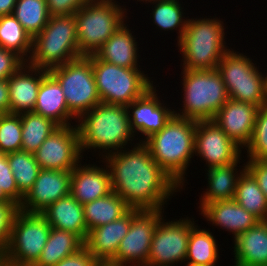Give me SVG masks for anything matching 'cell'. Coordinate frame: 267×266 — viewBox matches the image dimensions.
<instances>
[{
	"label": "cell",
	"instance_id": "cell-11",
	"mask_svg": "<svg viewBox=\"0 0 267 266\" xmlns=\"http://www.w3.org/2000/svg\"><path fill=\"white\" fill-rule=\"evenodd\" d=\"M48 72L59 82L68 110L77 120L101 103L91 55L81 56Z\"/></svg>",
	"mask_w": 267,
	"mask_h": 266
},
{
	"label": "cell",
	"instance_id": "cell-46",
	"mask_svg": "<svg viewBox=\"0 0 267 266\" xmlns=\"http://www.w3.org/2000/svg\"><path fill=\"white\" fill-rule=\"evenodd\" d=\"M15 4L16 0H0V16L11 15Z\"/></svg>",
	"mask_w": 267,
	"mask_h": 266
},
{
	"label": "cell",
	"instance_id": "cell-44",
	"mask_svg": "<svg viewBox=\"0 0 267 266\" xmlns=\"http://www.w3.org/2000/svg\"><path fill=\"white\" fill-rule=\"evenodd\" d=\"M245 166L257 180L259 188L267 199V161L248 160Z\"/></svg>",
	"mask_w": 267,
	"mask_h": 266
},
{
	"label": "cell",
	"instance_id": "cell-26",
	"mask_svg": "<svg viewBox=\"0 0 267 266\" xmlns=\"http://www.w3.org/2000/svg\"><path fill=\"white\" fill-rule=\"evenodd\" d=\"M33 112L50 118L59 126H70L76 118L69 112L59 82L48 73L41 81Z\"/></svg>",
	"mask_w": 267,
	"mask_h": 266
},
{
	"label": "cell",
	"instance_id": "cell-16",
	"mask_svg": "<svg viewBox=\"0 0 267 266\" xmlns=\"http://www.w3.org/2000/svg\"><path fill=\"white\" fill-rule=\"evenodd\" d=\"M156 91L154 83L142 96L126 106L132 132L135 136L139 133L143 135L144 139H139V143L163 129L175 115L174 109H170L164 101L161 103Z\"/></svg>",
	"mask_w": 267,
	"mask_h": 266
},
{
	"label": "cell",
	"instance_id": "cell-17",
	"mask_svg": "<svg viewBox=\"0 0 267 266\" xmlns=\"http://www.w3.org/2000/svg\"><path fill=\"white\" fill-rule=\"evenodd\" d=\"M71 171L41 169L19 209L41 213L49 205L70 194Z\"/></svg>",
	"mask_w": 267,
	"mask_h": 266
},
{
	"label": "cell",
	"instance_id": "cell-32",
	"mask_svg": "<svg viewBox=\"0 0 267 266\" xmlns=\"http://www.w3.org/2000/svg\"><path fill=\"white\" fill-rule=\"evenodd\" d=\"M22 126L21 150L34 154L46 138L59 125L47 117L35 112L20 114Z\"/></svg>",
	"mask_w": 267,
	"mask_h": 266
},
{
	"label": "cell",
	"instance_id": "cell-33",
	"mask_svg": "<svg viewBox=\"0 0 267 266\" xmlns=\"http://www.w3.org/2000/svg\"><path fill=\"white\" fill-rule=\"evenodd\" d=\"M152 5V21L156 28L164 31L176 30L178 31V40L181 39L185 32L188 17H184V6L182 7L179 0H155L147 2ZM154 8V9H153Z\"/></svg>",
	"mask_w": 267,
	"mask_h": 266
},
{
	"label": "cell",
	"instance_id": "cell-21",
	"mask_svg": "<svg viewBox=\"0 0 267 266\" xmlns=\"http://www.w3.org/2000/svg\"><path fill=\"white\" fill-rule=\"evenodd\" d=\"M139 210L131 208L119 219L90 230L84 242L85 247L98 261H111L116 255L121 240L130 229L133 216Z\"/></svg>",
	"mask_w": 267,
	"mask_h": 266
},
{
	"label": "cell",
	"instance_id": "cell-10",
	"mask_svg": "<svg viewBox=\"0 0 267 266\" xmlns=\"http://www.w3.org/2000/svg\"><path fill=\"white\" fill-rule=\"evenodd\" d=\"M51 228L41 213L19 209L13 219L7 248L0 260L12 266H33L42 253Z\"/></svg>",
	"mask_w": 267,
	"mask_h": 266
},
{
	"label": "cell",
	"instance_id": "cell-13",
	"mask_svg": "<svg viewBox=\"0 0 267 266\" xmlns=\"http://www.w3.org/2000/svg\"><path fill=\"white\" fill-rule=\"evenodd\" d=\"M164 209H141L132 218L111 262L118 266H147L152 236Z\"/></svg>",
	"mask_w": 267,
	"mask_h": 266
},
{
	"label": "cell",
	"instance_id": "cell-28",
	"mask_svg": "<svg viewBox=\"0 0 267 266\" xmlns=\"http://www.w3.org/2000/svg\"><path fill=\"white\" fill-rule=\"evenodd\" d=\"M84 246V241L73 232L51 228L42 253L33 266H54Z\"/></svg>",
	"mask_w": 267,
	"mask_h": 266
},
{
	"label": "cell",
	"instance_id": "cell-40",
	"mask_svg": "<svg viewBox=\"0 0 267 266\" xmlns=\"http://www.w3.org/2000/svg\"><path fill=\"white\" fill-rule=\"evenodd\" d=\"M18 210L19 206L15 203H0V259L7 248L13 219Z\"/></svg>",
	"mask_w": 267,
	"mask_h": 266
},
{
	"label": "cell",
	"instance_id": "cell-19",
	"mask_svg": "<svg viewBox=\"0 0 267 266\" xmlns=\"http://www.w3.org/2000/svg\"><path fill=\"white\" fill-rule=\"evenodd\" d=\"M49 72L25 62L14 74L7 78L9 89V109L11 114L32 112L42 79Z\"/></svg>",
	"mask_w": 267,
	"mask_h": 266
},
{
	"label": "cell",
	"instance_id": "cell-43",
	"mask_svg": "<svg viewBox=\"0 0 267 266\" xmlns=\"http://www.w3.org/2000/svg\"><path fill=\"white\" fill-rule=\"evenodd\" d=\"M97 262L95 256L84 246L77 253L63 258L54 266H95Z\"/></svg>",
	"mask_w": 267,
	"mask_h": 266
},
{
	"label": "cell",
	"instance_id": "cell-41",
	"mask_svg": "<svg viewBox=\"0 0 267 266\" xmlns=\"http://www.w3.org/2000/svg\"><path fill=\"white\" fill-rule=\"evenodd\" d=\"M25 62L16 52L0 47V80L14 74Z\"/></svg>",
	"mask_w": 267,
	"mask_h": 266
},
{
	"label": "cell",
	"instance_id": "cell-50",
	"mask_svg": "<svg viewBox=\"0 0 267 266\" xmlns=\"http://www.w3.org/2000/svg\"><path fill=\"white\" fill-rule=\"evenodd\" d=\"M137 1H140V2L143 1V2H145V4H147V2L155 1V0H145V1L144 0H137Z\"/></svg>",
	"mask_w": 267,
	"mask_h": 266
},
{
	"label": "cell",
	"instance_id": "cell-42",
	"mask_svg": "<svg viewBox=\"0 0 267 266\" xmlns=\"http://www.w3.org/2000/svg\"><path fill=\"white\" fill-rule=\"evenodd\" d=\"M91 0H46L50 16L74 15Z\"/></svg>",
	"mask_w": 267,
	"mask_h": 266
},
{
	"label": "cell",
	"instance_id": "cell-51",
	"mask_svg": "<svg viewBox=\"0 0 267 266\" xmlns=\"http://www.w3.org/2000/svg\"><path fill=\"white\" fill-rule=\"evenodd\" d=\"M235 265H232V266H246V265H240L238 263H234Z\"/></svg>",
	"mask_w": 267,
	"mask_h": 266
},
{
	"label": "cell",
	"instance_id": "cell-23",
	"mask_svg": "<svg viewBox=\"0 0 267 266\" xmlns=\"http://www.w3.org/2000/svg\"><path fill=\"white\" fill-rule=\"evenodd\" d=\"M240 160H242L241 156L231 164L205 168L207 170L205 174L206 178L208 177V186L205 189L207 191H204L200 198L198 207L200 211L212 202L234 199L238 178L246 169V166H244L246 164H243V168H239L238 171L240 165L237 164H240Z\"/></svg>",
	"mask_w": 267,
	"mask_h": 266
},
{
	"label": "cell",
	"instance_id": "cell-18",
	"mask_svg": "<svg viewBox=\"0 0 267 266\" xmlns=\"http://www.w3.org/2000/svg\"><path fill=\"white\" fill-rule=\"evenodd\" d=\"M258 108L252 103L228 99L213 121L235 144L244 149L252 138Z\"/></svg>",
	"mask_w": 267,
	"mask_h": 266
},
{
	"label": "cell",
	"instance_id": "cell-6",
	"mask_svg": "<svg viewBox=\"0 0 267 266\" xmlns=\"http://www.w3.org/2000/svg\"><path fill=\"white\" fill-rule=\"evenodd\" d=\"M79 57L74 15L51 16L33 38L31 55L26 62L49 71Z\"/></svg>",
	"mask_w": 267,
	"mask_h": 266
},
{
	"label": "cell",
	"instance_id": "cell-27",
	"mask_svg": "<svg viewBox=\"0 0 267 266\" xmlns=\"http://www.w3.org/2000/svg\"><path fill=\"white\" fill-rule=\"evenodd\" d=\"M234 262L246 266H267V221H260L233 239Z\"/></svg>",
	"mask_w": 267,
	"mask_h": 266
},
{
	"label": "cell",
	"instance_id": "cell-29",
	"mask_svg": "<svg viewBox=\"0 0 267 266\" xmlns=\"http://www.w3.org/2000/svg\"><path fill=\"white\" fill-rule=\"evenodd\" d=\"M87 231L115 221L124 216L131 207L114 191L105 197L83 205Z\"/></svg>",
	"mask_w": 267,
	"mask_h": 266
},
{
	"label": "cell",
	"instance_id": "cell-20",
	"mask_svg": "<svg viewBox=\"0 0 267 266\" xmlns=\"http://www.w3.org/2000/svg\"><path fill=\"white\" fill-rule=\"evenodd\" d=\"M81 163L71 171L70 182V194L80 204L84 205L113 192L110 172L106 164L102 167L86 162Z\"/></svg>",
	"mask_w": 267,
	"mask_h": 266
},
{
	"label": "cell",
	"instance_id": "cell-2",
	"mask_svg": "<svg viewBox=\"0 0 267 266\" xmlns=\"http://www.w3.org/2000/svg\"><path fill=\"white\" fill-rule=\"evenodd\" d=\"M75 122L82 155L85 150L99 149L103 155L99 157L104 158L126 148L135 138L126 106L101 102Z\"/></svg>",
	"mask_w": 267,
	"mask_h": 266
},
{
	"label": "cell",
	"instance_id": "cell-38",
	"mask_svg": "<svg viewBox=\"0 0 267 266\" xmlns=\"http://www.w3.org/2000/svg\"><path fill=\"white\" fill-rule=\"evenodd\" d=\"M21 116L17 114H0V152L11 153L21 150L22 145Z\"/></svg>",
	"mask_w": 267,
	"mask_h": 266
},
{
	"label": "cell",
	"instance_id": "cell-1",
	"mask_svg": "<svg viewBox=\"0 0 267 266\" xmlns=\"http://www.w3.org/2000/svg\"><path fill=\"white\" fill-rule=\"evenodd\" d=\"M129 147L132 150L124 148L101 160L109 169L113 191L131 208L163 209L182 188L158 165L143 143L136 141Z\"/></svg>",
	"mask_w": 267,
	"mask_h": 266
},
{
	"label": "cell",
	"instance_id": "cell-7",
	"mask_svg": "<svg viewBox=\"0 0 267 266\" xmlns=\"http://www.w3.org/2000/svg\"><path fill=\"white\" fill-rule=\"evenodd\" d=\"M117 3V0H91L74 14L81 56L95 54L127 21L126 7Z\"/></svg>",
	"mask_w": 267,
	"mask_h": 266
},
{
	"label": "cell",
	"instance_id": "cell-47",
	"mask_svg": "<svg viewBox=\"0 0 267 266\" xmlns=\"http://www.w3.org/2000/svg\"><path fill=\"white\" fill-rule=\"evenodd\" d=\"M0 203H14L3 191L0 187Z\"/></svg>",
	"mask_w": 267,
	"mask_h": 266
},
{
	"label": "cell",
	"instance_id": "cell-15",
	"mask_svg": "<svg viewBox=\"0 0 267 266\" xmlns=\"http://www.w3.org/2000/svg\"><path fill=\"white\" fill-rule=\"evenodd\" d=\"M194 154L211 168L235 162L242 149L213 120L196 121Z\"/></svg>",
	"mask_w": 267,
	"mask_h": 266
},
{
	"label": "cell",
	"instance_id": "cell-45",
	"mask_svg": "<svg viewBox=\"0 0 267 266\" xmlns=\"http://www.w3.org/2000/svg\"><path fill=\"white\" fill-rule=\"evenodd\" d=\"M10 113L7 79L0 80V114Z\"/></svg>",
	"mask_w": 267,
	"mask_h": 266
},
{
	"label": "cell",
	"instance_id": "cell-5",
	"mask_svg": "<svg viewBox=\"0 0 267 266\" xmlns=\"http://www.w3.org/2000/svg\"><path fill=\"white\" fill-rule=\"evenodd\" d=\"M182 108L176 116L195 121L213 120L229 99L225 84L216 69H182Z\"/></svg>",
	"mask_w": 267,
	"mask_h": 266
},
{
	"label": "cell",
	"instance_id": "cell-30",
	"mask_svg": "<svg viewBox=\"0 0 267 266\" xmlns=\"http://www.w3.org/2000/svg\"><path fill=\"white\" fill-rule=\"evenodd\" d=\"M218 248L214 234L208 229H200L196 224L188 239L186 263L194 266H216L219 259Z\"/></svg>",
	"mask_w": 267,
	"mask_h": 266
},
{
	"label": "cell",
	"instance_id": "cell-22",
	"mask_svg": "<svg viewBox=\"0 0 267 266\" xmlns=\"http://www.w3.org/2000/svg\"><path fill=\"white\" fill-rule=\"evenodd\" d=\"M199 212L207 222L209 221L208 223H212V226H218L232 233L233 239L260 222L256 216L245 210L234 199L212 202Z\"/></svg>",
	"mask_w": 267,
	"mask_h": 266
},
{
	"label": "cell",
	"instance_id": "cell-39",
	"mask_svg": "<svg viewBox=\"0 0 267 266\" xmlns=\"http://www.w3.org/2000/svg\"><path fill=\"white\" fill-rule=\"evenodd\" d=\"M0 187L4 193L20 207L24 195L18 190L15 178L8 163L6 153L0 152Z\"/></svg>",
	"mask_w": 267,
	"mask_h": 266
},
{
	"label": "cell",
	"instance_id": "cell-4",
	"mask_svg": "<svg viewBox=\"0 0 267 266\" xmlns=\"http://www.w3.org/2000/svg\"><path fill=\"white\" fill-rule=\"evenodd\" d=\"M223 24L217 17L188 19L185 32L177 43L182 55V69H217L223 55L230 49L224 41L226 28Z\"/></svg>",
	"mask_w": 267,
	"mask_h": 266
},
{
	"label": "cell",
	"instance_id": "cell-37",
	"mask_svg": "<svg viewBox=\"0 0 267 266\" xmlns=\"http://www.w3.org/2000/svg\"><path fill=\"white\" fill-rule=\"evenodd\" d=\"M246 160L267 161V105L258 108Z\"/></svg>",
	"mask_w": 267,
	"mask_h": 266
},
{
	"label": "cell",
	"instance_id": "cell-9",
	"mask_svg": "<svg viewBox=\"0 0 267 266\" xmlns=\"http://www.w3.org/2000/svg\"><path fill=\"white\" fill-rule=\"evenodd\" d=\"M92 68L101 102L127 106L154 84L142 68L129 69L100 60L91 55Z\"/></svg>",
	"mask_w": 267,
	"mask_h": 266
},
{
	"label": "cell",
	"instance_id": "cell-34",
	"mask_svg": "<svg viewBox=\"0 0 267 266\" xmlns=\"http://www.w3.org/2000/svg\"><path fill=\"white\" fill-rule=\"evenodd\" d=\"M32 40L13 14L0 16V47L16 52L27 61L32 51Z\"/></svg>",
	"mask_w": 267,
	"mask_h": 266
},
{
	"label": "cell",
	"instance_id": "cell-3",
	"mask_svg": "<svg viewBox=\"0 0 267 266\" xmlns=\"http://www.w3.org/2000/svg\"><path fill=\"white\" fill-rule=\"evenodd\" d=\"M196 121L174 115L159 132L143 144L152 158L183 189L194 156Z\"/></svg>",
	"mask_w": 267,
	"mask_h": 266
},
{
	"label": "cell",
	"instance_id": "cell-31",
	"mask_svg": "<svg viewBox=\"0 0 267 266\" xmlns=\"http://www.w3.org/2000/svg\"><path fill=\"white\" fill-rule=\"evenodd\" d=\"M234 200L260 221H267V199L247 169L238 178Z\"/></svg>",
	"mask_w": 267,
	"mask_h": 266
},
{
	"label": "cell",
	"instance_id": "cell-8",
	"mask_svg": "<svg viewBox=\"0 0 267 266\" xmlns=\"http://www.w3.org/2000/svg\"><path fill=\"white\" fill-rule=\"evenodd\" d=\"M252 60L243 52L230 48L216 70L223 79L229 99L261 107L267 105V75L262 74Z\"/></svg>",
	"mask_w": 267,
	"mask_h": 266
},
{
	"label": "cell",
	"instance_id": "cell-12",
	"mask_svg": "<svg viewBox=\"0 0 267 266\" xmlns=\"http://www.w3.org/2000/svg\"><path fill=\"white\" fill-rule=\"evenodd\" d=\"M164 218L155 227L147 266H175L186 262L188 239L196 221L186 217L167 222Z\"/></svg>",
	"mask_w": 267,
	"mask_h": 266
},
{
	"label": "cell",
	"instance_id": "cell-25",
	"mask_svg": "<svg viewBox=\"0 0 267 266\" xmlns=\"http://www.w3.org/2000/svg\"><path fill=\"white\" fill-rule=\"evenodd\" d=\"M41 214L52 228L73 232L86 241L88 231L84 208L71 194L49 205Z\"/></svg>",
	"mask_w": 267,
	"mask_h": 266
},
{
	"label": "cell",
	"instance_id": "cell-36",
	"mask_svg": "<svg viewBox=\"0 0 267 266\" xmlns=\"http://www.w3.org/2000/svg\"><path fill=\"white\" fill-rule=\"evenodd\" d=\"M7 158L18 190L25 196L33 187L41 168L34 155L23 150L8 153Z\"/></svg>",
	"mask_w": 267,
	"mask_h": 266
},
{
	"label": "cell",
	"instance_id": "cell-14",
	"mask_svg": "<svg viewBox=\"0 0 267 266\" xmlns=\"http://www.w3.org/2000/svg\"><path fill=\"white\" fill-rule=\"evenodd\" d=\"M33 155L41 169L72 171L84 158L76 124L59 126Z\"/></svg>",
	"mask_w": 267,
	"mask_h": 266
},
{
	"label": "cell",
	"instance_id": "cell-35",
	"mask_svg": "<svg viewBox=\"0 0 267 266\" xmlns=\"http://www.w3.org/2000/svg\"><path fill=\"white\" fill-rule=\"evenodd\" d=\"M13 16L33 39L51 17L46 0H16Z\"/></svg>",
	"mask_w": 267,
	"mask_h": 266
},
{
	"label": "cell",
	"instance_id": "cell-49",
	"mask_svg": "<svg viewBox=\"0 0 267 266\" xmlns=\"http://www.w3.org/2000/svg\"><path fill=\"white\" fill-rule=\"evenodd\" d=\"M0 266H12V265L6 264V263L3 262L2 260H0Z\"/></svg>",
	"mask_w": 267,
	"mask_h": 266
},
{
	"label": "cell",
	"instance_id": "cell-24",
	"mask_svg": "<svg viewBox=\"0 0 267 266\" xmlns=\"http://www.w3.org/2000/svg\"><path fill=\"white\" fill-rule=\"evenodd\" d=\"M127 25V26H126ZM128 24L122 26L101 46L95 55L102 61L126 67L139 68V44Z\"/></svg>",
	"mask_w": 267,
	"mask_h": 266
},
{
	"label": "cell",
	"instance_id": "cell-48",
	"mask_svg": "<svg viewBox=\"0 0 267 266\" xmlns=\"http://www.w3.org/2000/svg\"><path fill=\"white\" fill-rule=\"evenodd\" d=\"M95 266H118V265L111 261H98Z\"/></svg>",
	"mask_w": 267,
	"mask_h": 266
}]
</instances>
